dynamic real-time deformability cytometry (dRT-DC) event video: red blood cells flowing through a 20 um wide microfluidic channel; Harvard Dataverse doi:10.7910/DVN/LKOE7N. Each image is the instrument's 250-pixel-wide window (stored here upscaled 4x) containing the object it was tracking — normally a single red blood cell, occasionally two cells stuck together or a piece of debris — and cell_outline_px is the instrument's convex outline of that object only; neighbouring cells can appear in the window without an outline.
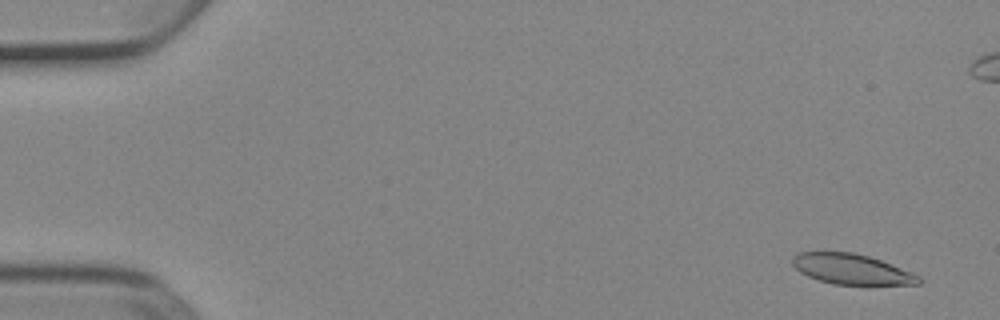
{"species": "Egyptian fruit bat (a non-hibernating species)", "species_latin": "Rousettus aegyptiacus", "temperature_condition": "cold", "stored_images_in_passage": 53, "camera_frame_rate_fps": 3000, "um_per_image_px": 0.085, "animal": {"sex": "female"}, "frame": {"image": 1, "passage_image": 3, "time_ms": 0.667, "image_size_px": [1000, 320], "cell_outline_px": [[924, 280], [920, 284], [832, 284], [808, 276], [800, 272], [792, 264], [792, 256], [800, 252], [852, 252], [868, 256], [880, 260], [920, 276]], "centroid_in_image_um": [72.37, 22.87], "position_along_channel_um": 12.6, "area_um2": 22.02}}
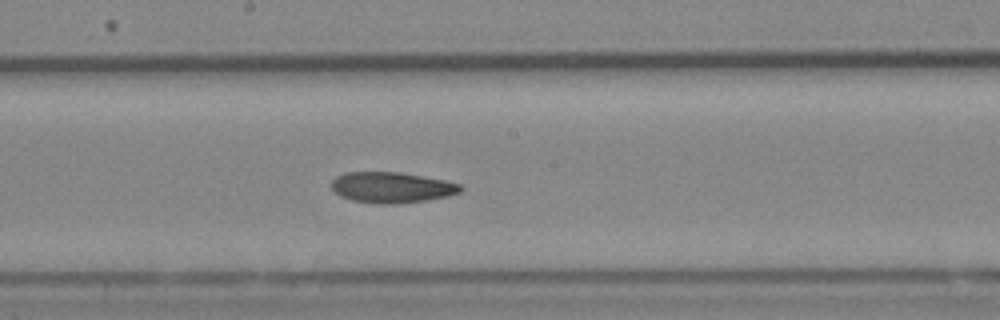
{"frame": {"image": 2, "passage_image": 29, "time_ms": 9.333, "image_size_px": [1000, 320], "cell_outline_px": [[464, 188], [460, 192], [448, 196], [428, 200], [400, 204], [376, 204], [352, 200], [340, 196], [332, 188], [332, 180], [336, 176], [344, 172], [400, 172], [444, 180], [460, 184]], "centroid_in_image_um": [33.3, 15.94], "position_along_channel_um": 214.9, "area_um2": 23.29}}
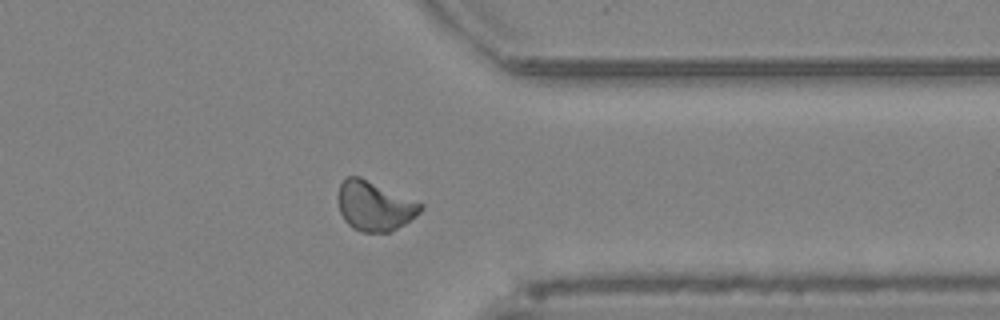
{"frame": {"image": 3, "passage_image": 42, "time_ms": 13.667, "image_size_px": [1000, 320], "cell_outline_px": [[424, 208], [416, 216], [392, 232], [364, 232], [352, 228], [344, 220], [340, 212], [340, 184], [348, 176], [360, 176], [424, 204]], "centroid_in_image_um": [31.87, 17.52], "position_along_channel_um": 379.5, "area_um2": 23.64}}